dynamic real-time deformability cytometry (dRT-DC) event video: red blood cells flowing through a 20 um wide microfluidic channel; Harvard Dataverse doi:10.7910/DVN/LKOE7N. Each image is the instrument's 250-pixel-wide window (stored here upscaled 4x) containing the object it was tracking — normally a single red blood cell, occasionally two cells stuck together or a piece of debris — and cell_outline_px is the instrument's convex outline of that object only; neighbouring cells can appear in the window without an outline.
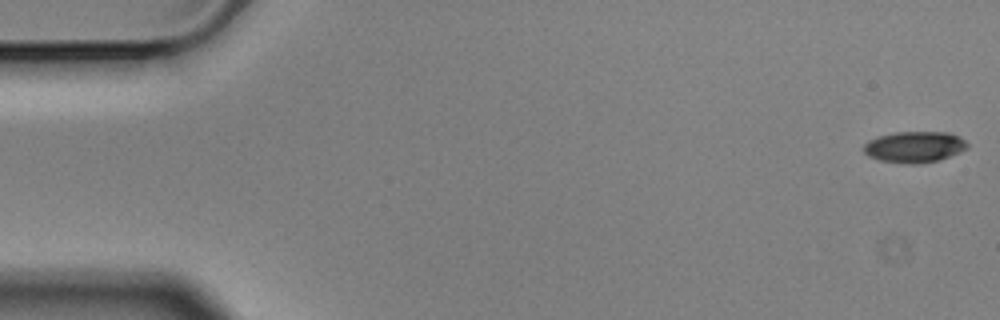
{"species": "Egyptian fruit bat (a non-hibernating species)", "species_latin": "Rousettus aegyptiacus", "temperature_condition": "cold", "stored_images_in_passage": 6, "camera_frame_rate_fps": 3000, "um_per_image_px": 0.085, "animal": {"sex": "male"}, "frame": {"image": 1, "passage_image": 1, "time_ms": 0.0, "image_size_px": [1000, 320], "cell_outline_px": [[968, 148], [960, 152], [940, 160], [920, 164], [908, 164], [880, 160], [868, 156], [864, 152], [864, 144], [868, 140], [880, 136], [896, 132], [948, 132], [960, 136], [968, 144]], "centroid_in_image_um": [77.75, 12.49], "position_along_channel_um": 7.2, "area_um2": 18.9}}
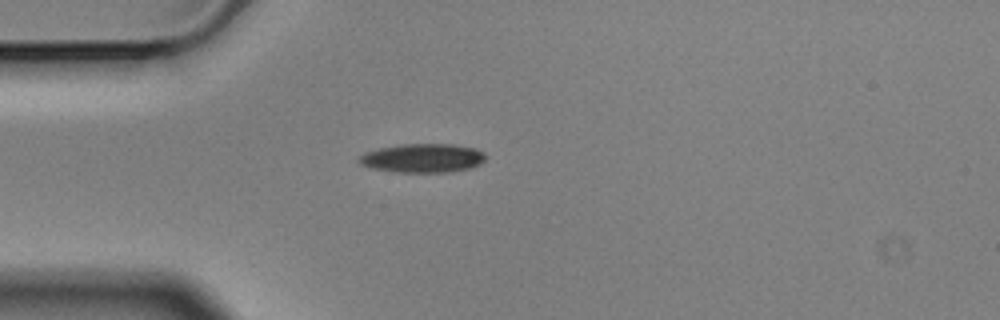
{"frame": {"image": 2, "passage_image": 5, "time_ms": 1.333, "image_size_px": [1000, 320], "cell_outline_px": [[484, 160], [480, 164], [472, 168], [448, 172], [392, 172], [372, 168], [360, 164], [356, 160], [364, 152], [380, 148], [400, 144], [452, 144], [476, 148], [484, 152]], "centroid_in_image_um": [35.91, 13.44], "position_along_channel_um": 49.1, "area_um2": 21.44}}